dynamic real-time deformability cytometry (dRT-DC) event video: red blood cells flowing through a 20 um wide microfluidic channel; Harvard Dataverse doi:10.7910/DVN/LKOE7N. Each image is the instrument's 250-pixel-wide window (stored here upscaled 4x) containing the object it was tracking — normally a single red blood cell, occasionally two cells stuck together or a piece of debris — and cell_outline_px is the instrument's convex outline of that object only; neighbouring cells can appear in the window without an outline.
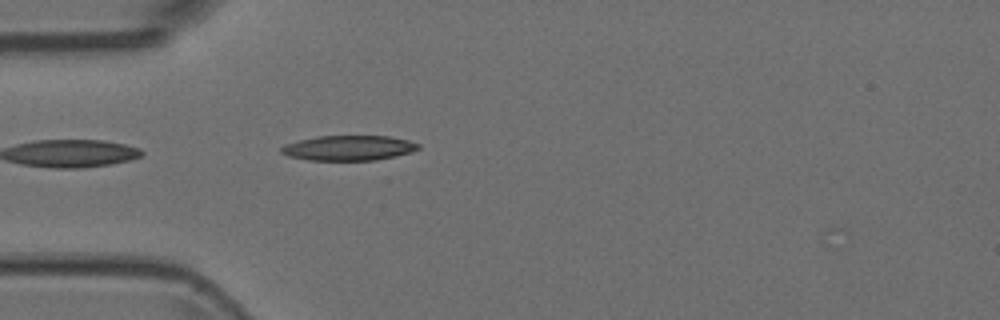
{"species": "Egyptian fruit bat (a non-hibernating species)", "species_latin": "Rousettus aegyptiacus", "temperature_condition": "room temperature", "stored_images_in_passage": 4, "camera_frame_rate_fps": 3000, "um_per_image_px": 0.085, "animal": {"sex": "female"}, "frame": {"image": 1, "passage_image": 4, "time_ms": 1.0, "image_size_px": [1000, 320], "cell_outline_px": [[420, 148], [412, 152], [396, 156], [376, 160], [308, 160], [288, 156], [280, 152], [280, 148], [284, 144], [316, 136], [388, 136], [408, 140], [420, 144]], "centroid_in_image_um": [29.64, 12.58], "position_along_channel_um": 55.4, "area_um2": 20.06}}